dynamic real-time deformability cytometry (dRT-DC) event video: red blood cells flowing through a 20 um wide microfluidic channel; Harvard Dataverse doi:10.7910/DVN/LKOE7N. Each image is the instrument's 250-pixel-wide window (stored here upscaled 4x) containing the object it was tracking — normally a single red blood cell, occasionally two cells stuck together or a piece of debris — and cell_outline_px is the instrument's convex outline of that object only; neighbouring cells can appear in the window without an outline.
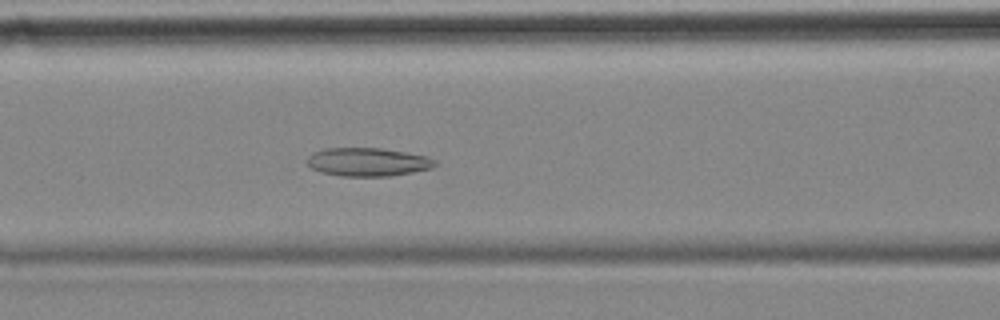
{"species": "common noctule bat (a hibernating species)", "species_latin": "Nyctalus noctula", "temperature_condition": "cold", "stored_images_in_passage": 57, "camera_frame_rate_fps": 3000, "um_per_image_px": 0.085, "animal": {"sex": "female", "body_mass_g": 18.4}, "frame": {"image": 1, "passage_image": 23, "time_ms": 7.333, "image_size_px": [1000, 320], "cell_outline_px": [[436, 164], [432, 168], [412, 172], [388, 176], [340, 176], [324, 172], [312, 168], [308, 164], [308, 156], [312, 152], [324, 148], [380, 148], [428, 156], [436, 160]], "centroid_in_image_um": [31.27, 13.76], "position_along_channel_um": 135.3, "area_um2": 21.04}}
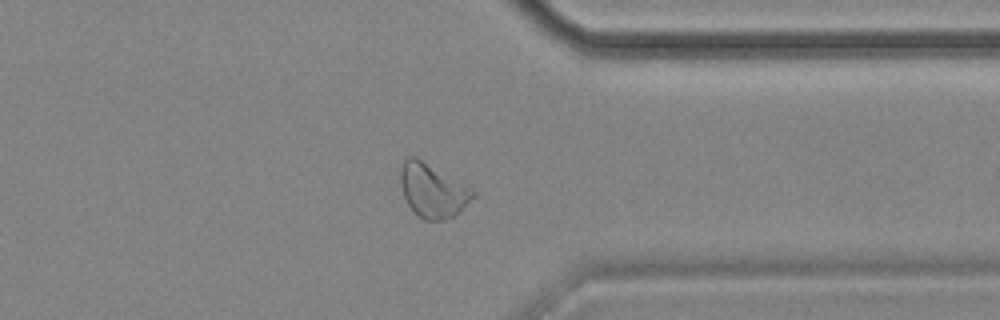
{"frame": {"image": 2, "passage_image": 44, "time_ms": 14.333, "image_size_px": [1000, 320], "cell_outline_px": [[476, 196], [456, 216], [444, 220], [424, 220], [408, 204], [404, 196], [400, 184], [400, 168], [404, 160], [408, 156], [416, 156], [472, 188], [476, 192]], "centroid_in_image_um": [36.8, 16.19], "position_along_channel_um": 374.6, "area_um2": 22.83}}
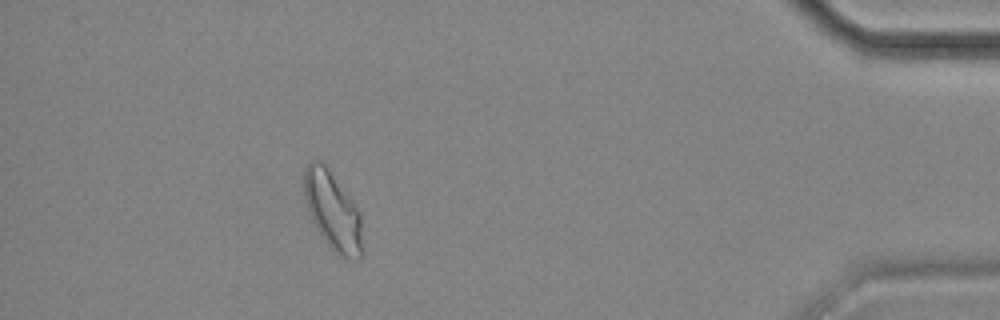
{"frame": {"image": 3, "passage_image": 51, "time_ms": 16.667, "image_size_px": [1000, 320], "cell_outline_px": [[364, 256], [340, 256], [332, 252], [320, 236], [308, 212], [304, 196], [304, 168], [312, 160], [320, 160], [328, 168], [356, 204], [360, 212], [364, 252]], "centroid_in_image_um": [28.29, 17.94], "position_along_channel_um": 406.9, "area_um2": 26.99}, "authors_computed_cell_mechanics": {"area_um2": 23.698, "velocity_mm_per_s": 3.4889, "shape_relaxation_time_tau1_ms": null, "shape_relaxation_time_tau2_ms": 5.0685, "deformation_change_tau1": null, "deformation_change_tau2": 0.1151}}